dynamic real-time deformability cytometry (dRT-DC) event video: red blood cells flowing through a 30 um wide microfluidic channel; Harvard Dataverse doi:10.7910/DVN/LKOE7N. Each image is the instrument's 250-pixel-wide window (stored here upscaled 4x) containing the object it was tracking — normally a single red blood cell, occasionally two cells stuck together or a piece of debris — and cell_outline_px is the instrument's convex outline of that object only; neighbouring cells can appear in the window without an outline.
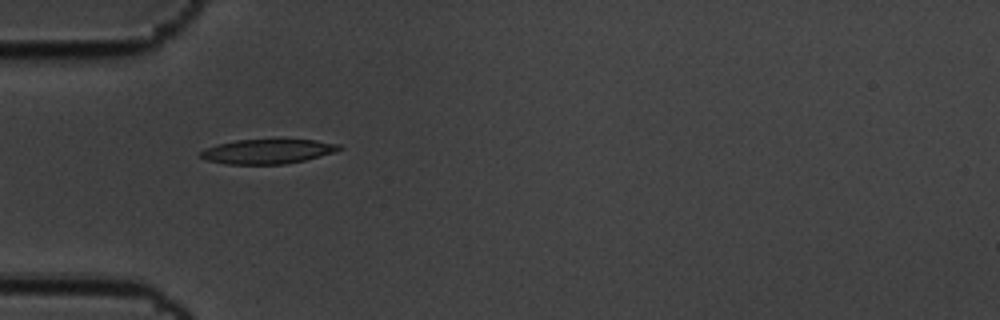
{"species": "common noctule bat (a hibernating species)", "species_latin": "Nyctalus noctula", "temperature_condition": "cold", "stored_images_in_passage": 38, "camera_frame_rate_fps": 3000, "um_per_image_px": 0.085, "animal": {"sex": "male", "body_mass_g": 19.5, "forearm_length_mm": 54.6}, "frame": {"image": 1, "passage_image": 1, "time_ms": 0.0, "image_size_px": [1000, 320], "cell_outline_px": [[344, 148], [320, 156], [304, 160], [284, 164], [224, 164], [208, 160], [200, 156], [200, 152], [204, 148], [216, 144], [236, 140], [316, 140], [340, 144]], "centroid_in_image_um": [22.72, 12.87], "position_along_channel_um": 62.3, "area_um2": 19.71}}
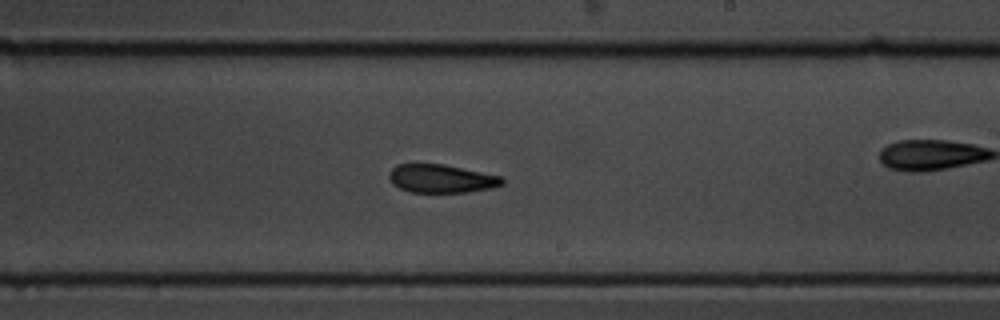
{"frame": {"image": 2, "passage_image": 14, "time_ms": 4.333, "image_size_px": [1000, 320], "cell_outline_px": [[504, 184], [492, 188], [468, 192], [408, 192], [392, 184], [388, 176], [388, 172], [396, 164], [444, 164], [504, 176]], "centroid_in_image_um": [37.53, 15.18], "position_along_channel_um": 251.5, "area_um2": 18.96}}
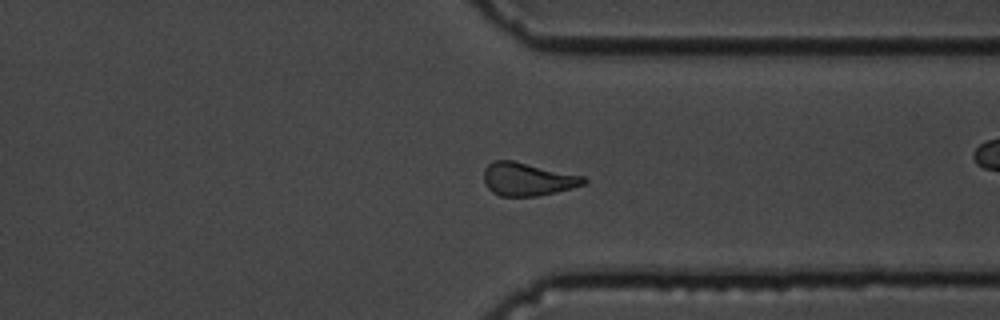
{"frame": {"image": 3, "passage_image": 24, "time_ms": 7.667, "image_size_px": [1000, 320], "cell_outline_px": [[588, 180], [584, 184], [572, 188], [556, 192], [536, 196], [500, 196], [492, 192], [488, 188], [484, 180], [484, 168], [492, 160], [512, 160], [584, 176]], "centroid_in_image_um": [44.83, 15.23], "position_along_channel_um": 366.6, "area_um2": 19.25}, "authors_computed_cell_mechanics": {"area_um2": 19.3919, "velocity_mm_per_s": 3.4435, "shape_relaxation_time_tau1_ms": 3.295, "shape_relaxation_time_tau2_ms": 2.5316, "deformation_change_tau1": 0.0853, "deformation_change_tau2": 0.0774}}